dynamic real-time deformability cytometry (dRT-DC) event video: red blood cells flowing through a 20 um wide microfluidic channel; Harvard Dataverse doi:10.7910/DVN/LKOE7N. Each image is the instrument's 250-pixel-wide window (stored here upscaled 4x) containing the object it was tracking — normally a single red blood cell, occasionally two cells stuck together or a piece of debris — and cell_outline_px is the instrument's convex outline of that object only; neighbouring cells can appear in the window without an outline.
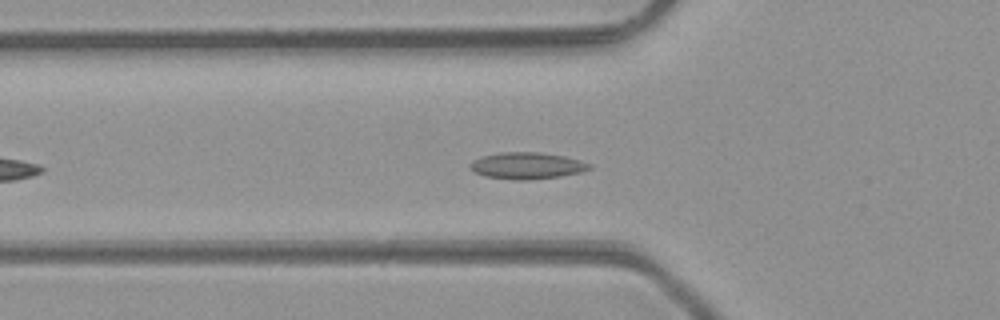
{"species": "common noctule bat (a hibernating species)", "species_latin": "Nyctalus noctula", "temperature_condition": "room temperature", "stored_images_in_passage": 23, "camera_frame_rate_fps": 3000, "um_per_image_px": 0.085, "animal": {"sex": "male", "body_mass_g": 23.1, "forearm_length_mm": 52.7}, "frame": {"image": 1, "passage_image": 8, "time_ms": 2.333, "image_size_px": [1000, 320], "cell_outline_px": [[592, 168], [580, 172], [560, 176], [528, 180], [516, 180], [484, 176], [476, 172], [472, 168], [472, 160], [484, 156], [500, 152], [540, 152], [564, 156], [580, 160], [592, 164]], "centroid_in_image_um": [44.84, 14.08], "position_along_channel_um": 81.0, "area_um2": 18.32}}
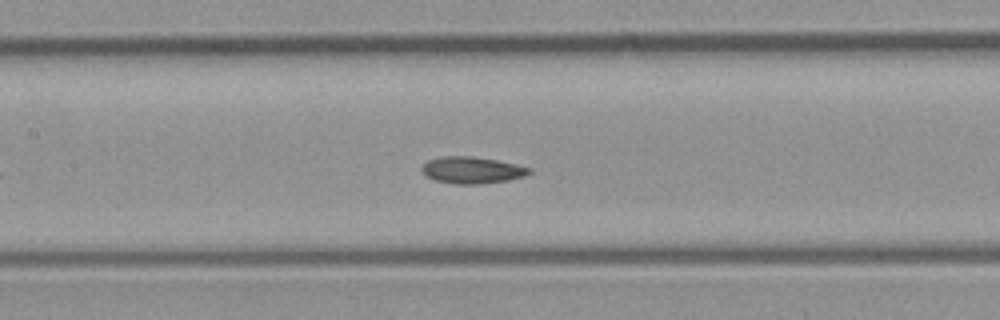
{"frame": {"image": 2, "passage_image": 14, "time_ms": 4.333, "image_size_px": [1000, 320], "cell_outline_px": [[532, 172], [524, 176], [508, 180], [480, 184], [456, 184], [436, 180], [428, 176], [420, 168], [428, 160], [440, 156], [472, 156], [496, 160], [532, 168]], "centroid_in_image_um": [40.13, 14.45], "position_along_channel_um": 167.3, "area_um2": 16.59}}
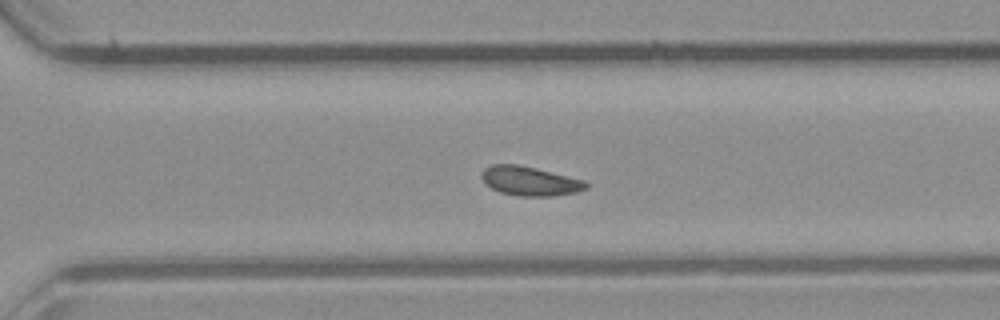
{"frame": {"image": 3, "passage_image": 22, "time_ms": 7.0, "image_size_px": [1000, 320], "cell_outline_px": [[588, 188], [580, 192], [552, 196], [520, 196], [500, 192], [484, 184], [480, 176], [484, 168], [492, 164], [520, 164], [584, 180], [588, 184]], "centroid_in_image_um": [45.03, 15.39], "position_along_channel_um": 325.6, "area_um2": 17.98}}